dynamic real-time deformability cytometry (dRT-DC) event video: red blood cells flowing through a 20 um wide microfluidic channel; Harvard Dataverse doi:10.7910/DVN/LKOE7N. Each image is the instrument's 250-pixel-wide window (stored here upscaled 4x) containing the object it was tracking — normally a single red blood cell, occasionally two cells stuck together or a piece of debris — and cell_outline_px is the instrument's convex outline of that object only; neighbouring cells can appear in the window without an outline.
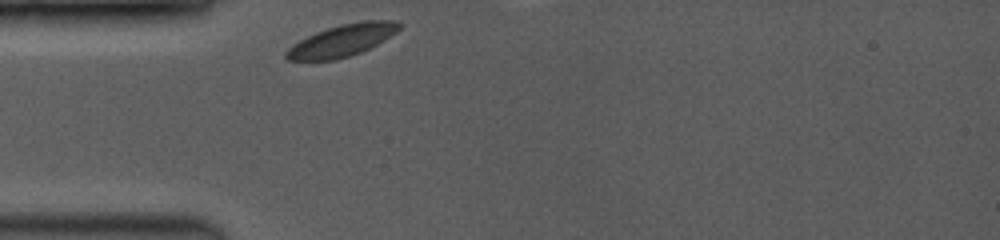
{"species": "common noctule bat (a hibernating species)", "species_latin": "Nyctalus noctula", "temperature_condition": "room temperature", "stored_images_in_passage": 1, "camera_frame_rate_fps": 3500, "um_per_image_px": 0.085, "animal": {"sex": "female", "body_mass_g": 19.0, "forearm_length_mm": 53.3}, "frame": {"image": 1, "passage_image": 1, "time_ms": 0.0, "image_size_px": [1000, 240], "cell_outline_px": [[404, 24], [396, 32], [384, 40], [360, 52], [336, 60], [288, 60], [284, 56], [284, 52], [292, 44], [316, 32], [340, 24], [360, 20], [400, 20]], "centroid_in_image_um": [29.1, 3.42], "position_along_channel_um": 55.9, "area_um2": 21.1}}